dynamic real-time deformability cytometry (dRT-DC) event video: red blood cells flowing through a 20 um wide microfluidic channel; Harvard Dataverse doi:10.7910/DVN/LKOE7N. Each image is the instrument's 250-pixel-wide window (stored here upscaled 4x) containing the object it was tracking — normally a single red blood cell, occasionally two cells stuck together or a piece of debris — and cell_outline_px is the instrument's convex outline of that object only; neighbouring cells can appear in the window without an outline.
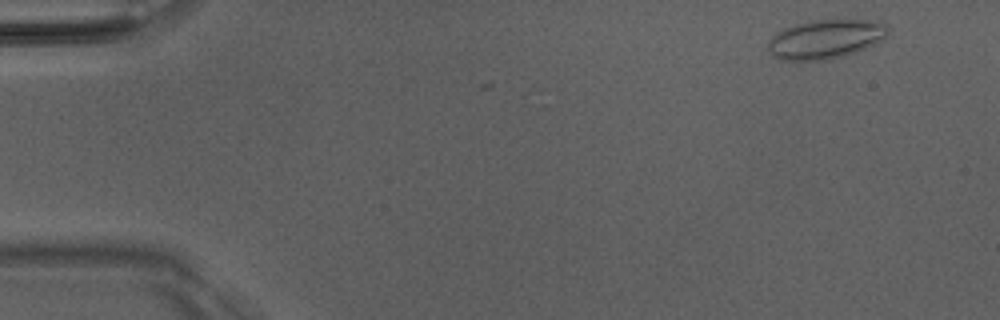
{"species": "Egyptian fruit bat (a non-hibernating species)", "species_latin": "Rousettus aegyptiacus", "temperature_condition": "room temperature", "stored_images_in_passage": 6, "camera_frame_rate_fps": 3000, "um_per_image_px": 0.085, "animal": {"sex": "male"}, "frame": {"image": 1, "passage_image": 3, "time_ms": 0.667, "image_size_px": [1000, 320], "cell_outline_px": [[888, 32], [884, 40], [856, 52], [844, 56], [828, 60], [780, 60], [772, 56], [768, 48], [768, 40], [776, 32], [784, 28], [808, 20], [832, 16], [836, 16], [884, 20], [888, 24]], "centroid_in_image_um": [70.26, 3.25], "position_along_channel_um": 14.7, "area_um2": 28.96}}